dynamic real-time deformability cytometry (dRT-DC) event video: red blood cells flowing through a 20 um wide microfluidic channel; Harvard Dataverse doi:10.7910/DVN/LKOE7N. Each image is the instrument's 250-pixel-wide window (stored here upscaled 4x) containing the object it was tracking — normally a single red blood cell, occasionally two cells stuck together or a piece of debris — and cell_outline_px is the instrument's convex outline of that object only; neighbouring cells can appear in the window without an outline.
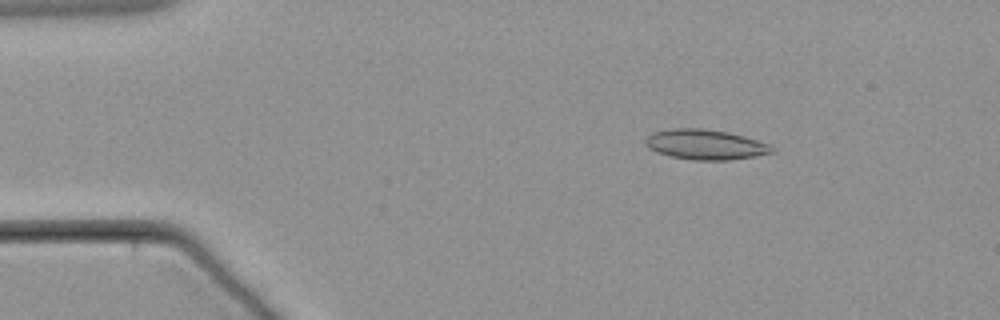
{"species": "common noctule bat (a hibernating species)", "species_latin": "Nyctalus noctula", "temperature_condition": "warm", "stored_images_in_passage": 16, "camera_frame_rate_fps": 3000, "um_per_image_px": 0.085, "animal": {"sex": "male", "body_mass_g": 21.5, "forearm_length_mm": 52.0}, "frame": {"image": 1, "passage_image": 10, "time_ms": 3.0, "image_size_px": [1000, 320], "cell_outline_px": [[776, 152], [756, 156], [728, 160], [692, 160], [672, 156], [656, 152], [648, 148], [644, 144], [644, 140], [648, 136], [656, 132], [672, 128], [700, 128], [728, 132], [744, 136], [772, 144], [776, 148]], "centroid_in_image_um": [60.01, 12.29], "position_along_channel_um": 25.0, "area_um2": 22.37}}